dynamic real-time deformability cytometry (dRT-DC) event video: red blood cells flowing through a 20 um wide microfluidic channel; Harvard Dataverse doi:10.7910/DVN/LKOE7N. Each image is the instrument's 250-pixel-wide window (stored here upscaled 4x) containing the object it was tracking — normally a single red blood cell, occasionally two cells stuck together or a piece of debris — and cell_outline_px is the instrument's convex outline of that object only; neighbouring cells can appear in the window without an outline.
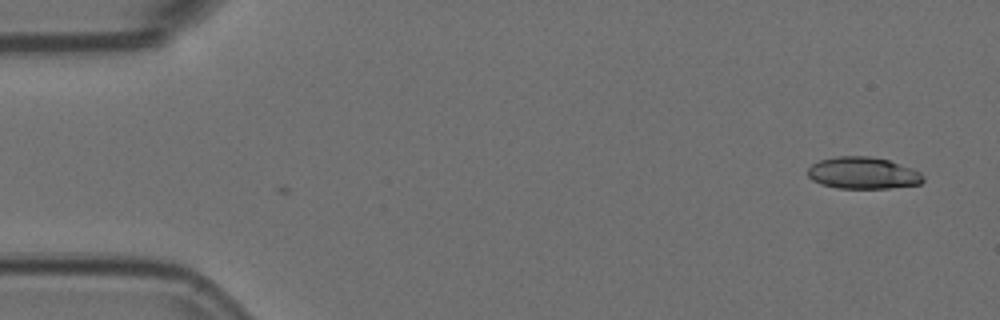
{"species": "Egyptian fruit bat (a non-hibernating species)", "species_latin": "Rousettus aegyptiacus", "temperature_condition": "room temperature", "stored_images_in_passage": 2, "camera_frame_rate_fps": 3000, "um_per_image_px": 0.085, "animal": {"sex": "female"}, "frame": {"image": 1, "passage_image": 2, "time_ms": 0.333, "image_size_px": [1000, 320], "cell_outline_px": [[924, 180], [920, 184], [888, 188], [836, 188], [820, 184], [812, 180], [808, 176], [808, 168], [812, 164], [820, 160], [836, 156], [868, 156], [888, 160], [912, 168], [920, 172], [924, 176]], "centroid_in_image_um": [73.34, 14.71], "position_along_channel_um": 11.7, "area_um2": 21.44}}